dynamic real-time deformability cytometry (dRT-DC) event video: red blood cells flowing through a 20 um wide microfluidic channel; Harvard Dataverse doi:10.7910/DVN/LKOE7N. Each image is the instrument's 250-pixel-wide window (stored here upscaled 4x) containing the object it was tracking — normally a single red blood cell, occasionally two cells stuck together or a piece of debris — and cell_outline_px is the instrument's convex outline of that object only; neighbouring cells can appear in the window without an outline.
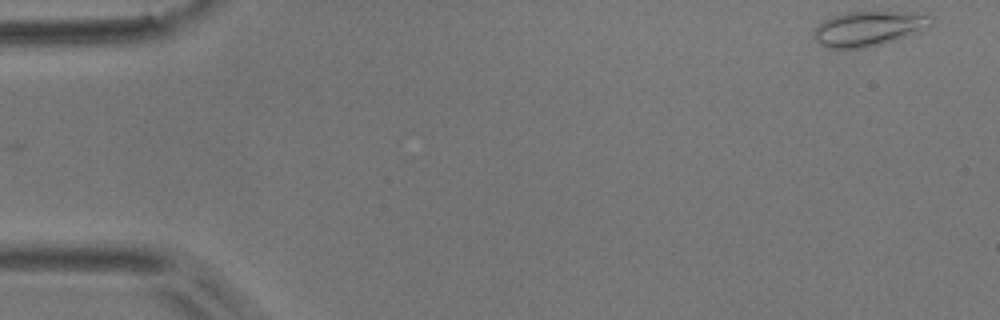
{"species": "common noctule bat (a hibernating species)", "species_latin": "Nyctalus noctula", "temperature_condition": "room temperature", "stored_images_in_passage": 5, "camera_frame_rate_fps": 3000, "um_per_image_px": 0.085, "animal": {"sex": "male", "body_mass_g": 17.9}, "frame": {"image": 1, "passage_image": 1, "time_ms": 0.0, "image_size_px": [1000, 320], "cell_outline_px": [[932, 24], [896, 40], [864, 48], [824, 48], [816, 40], [816, 28], [824, 20], [832, 16], [844, 12], [928, 12], [932, 16]], "centroid_in_image_um": [73.86, 2.41], "position_along_channel_um": 11.1, "area_um2": 23.58}}